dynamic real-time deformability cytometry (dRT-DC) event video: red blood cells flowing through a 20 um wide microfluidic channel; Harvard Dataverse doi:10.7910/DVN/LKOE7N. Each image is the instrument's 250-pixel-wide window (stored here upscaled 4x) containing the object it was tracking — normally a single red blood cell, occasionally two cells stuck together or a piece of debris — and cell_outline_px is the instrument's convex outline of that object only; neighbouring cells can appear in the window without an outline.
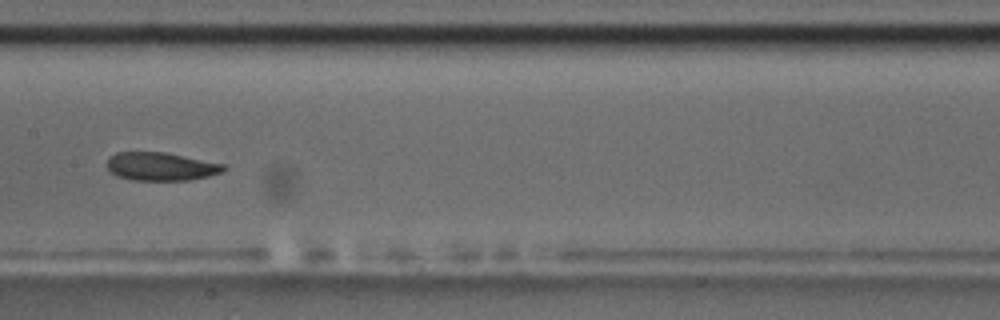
{"species": "common noctule bat (a hibernating species)", "species_latin": "Nyctalus noctula", "temperature_condition": "room temperature", "stored_images_in_passage": 14, "camera_frame_rate_fps": 3000, "um_per_image_px": 0.085, "animal": {"sex": "male", "body_mass_g": 17.5, "forearm_length_mm": 52.3}, "frame": {"image": 1, "passage_image": 7, "time_ms": 7.667, "image_size_px": [1000, 320], "cell_outline_px": [[228, 168], [224, 172], [208, 176], [188, 180], [132, 180], [116, 176], [108, 168], [108, 156], [116, 152], [164, 152], [224, 164]], "centroid_in_image_um": [13.69, 14.15], "position_along_channel_um": 193.7, "area_um2": 19.19}, "authors_computed_cell_mechanics": {"area_um2": 20.6635, "velocity_mm_per_s": 3.4863, "shape_relaxation_time_tau1_ms": 9.7002, "shape_relaxation_time_tau2_ms": 4.1944, "deformation_change_tau1": 0.1518, "deformation_change_tau2": 0.1109}}